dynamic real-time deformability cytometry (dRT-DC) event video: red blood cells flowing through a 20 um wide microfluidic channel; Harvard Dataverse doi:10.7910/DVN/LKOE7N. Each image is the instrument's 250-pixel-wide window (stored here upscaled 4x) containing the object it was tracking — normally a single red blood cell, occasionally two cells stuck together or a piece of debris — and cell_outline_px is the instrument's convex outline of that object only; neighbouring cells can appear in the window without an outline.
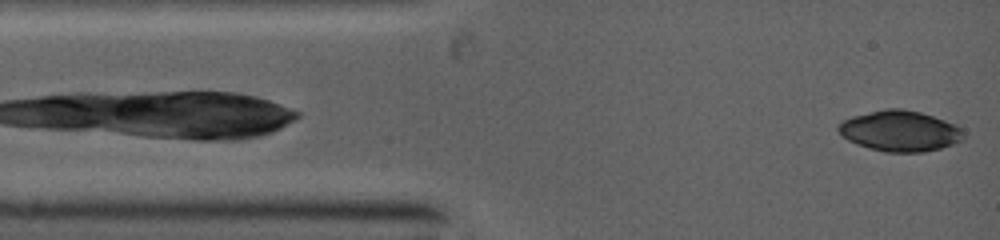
{"species": "common noctule bat (a hibernating species)", "species_latin": "Nyctalus noctula", "temperature_condition": "warm", "stored_images_in_passage": 12, "camera_frame_rate_fps": 5000, "um_per_image_px": 0.085, "animal": {"sex": "female", "body_mass_g": 19.0, "forearm_length_mm": 53.3}, "frame": {"image": 1, "passage_image": 1, "time_ms": 0.0, "image_size_px": [1000, 240], "cell_outline_px": [[964, 136], [960, 140], [952, 144], [940, 148], [924, 152], [884, 152], [868, 148], [856, 144], [848, 140], [836, 128], [844, 120], [852, 116], [888, 108], [904, 108], [920, 112], [956, 124], [964, 128]], "centroid_in_image_um": [76.51, 11.13], "position_along_channel_um": 8.5, "area_um2": 29.65}}